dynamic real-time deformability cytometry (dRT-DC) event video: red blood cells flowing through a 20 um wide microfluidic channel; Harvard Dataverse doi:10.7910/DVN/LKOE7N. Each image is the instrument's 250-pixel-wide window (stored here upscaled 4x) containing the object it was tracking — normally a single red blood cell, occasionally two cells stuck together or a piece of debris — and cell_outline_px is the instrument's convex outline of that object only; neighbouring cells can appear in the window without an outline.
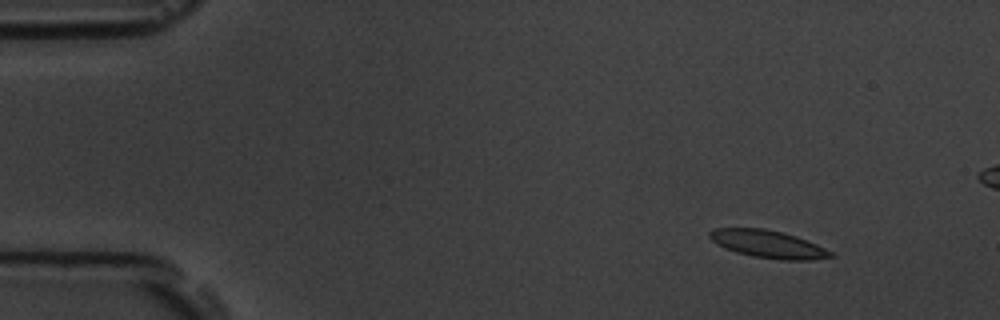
{"species": "common noctule bat (a hibernating species)", "species_latin": "Nyctalus noctula", "temperature_condition": "room temperature", "stored_images_in_passage": 4, "camera_frame_rate_fps": 3000, "um_per_image_px": 0.085, "animal": {"sex": "male", "body_mass_g": 19.5, "forearm_length_mm": 54.6}, "frame": {"image": 1, "passage_image": 1, "time_ms": 0.0, "image_size_px": [1000, 320], "cell_outline_px": [[836, 256], [812, 260], [784, 260], [752, 256], [736, 252], [724, 248], [716, 244], [708, 236], [708, 232], [712, 228], [764, 228], [796, 236], [816, 244], [832, 252]], "centroid_in_image_um": [65.25, 20.75], "position_along_channel_um": 19.7, "area_um2": 19.48}}